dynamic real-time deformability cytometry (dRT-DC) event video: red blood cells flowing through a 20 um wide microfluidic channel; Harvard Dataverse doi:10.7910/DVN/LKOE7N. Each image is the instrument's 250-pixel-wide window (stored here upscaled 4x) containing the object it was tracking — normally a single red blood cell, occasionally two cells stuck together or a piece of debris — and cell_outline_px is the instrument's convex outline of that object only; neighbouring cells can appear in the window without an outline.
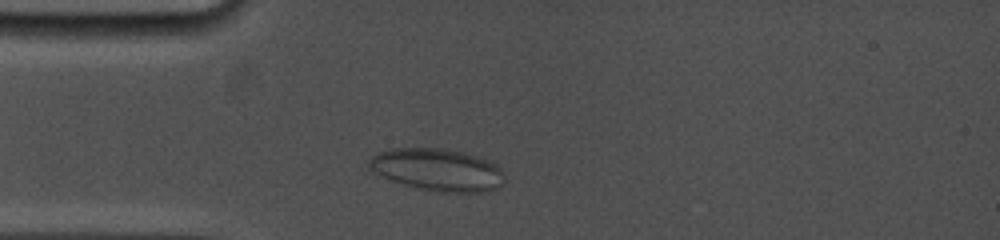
{"species": "common noctule bat (a hibernating species)", "species_latin": "Nyctalus noctula", "temperature_condition": "cold", "stored_images_in_passage": 9, "camera_frame_rate_fps": 5000, "um_per_image_px": 0.085, "animal": {"sex": "female", "body_mass_g": 19.0, "forearm_length_mm": 53.3}, "frame": {"image": 1, "passage_image": 3, "time_ms": 1.4, "image_size_px": [1000, 240], "cell_outline_px": [[504, 180], [496, 188], [480, 192], [436, 192], [416, 188], [392, 180], [372, 172], [368, 168], [368, 160], [376, 152], [388, 148], [440, 148], [464, 152], [476, 156], [496, 164], [500, 168], [504, 176]], "centroid_in_image_um": [37.12, 14.42], "position_along_channel_um": 47.9, "area_um2": 33.47}}
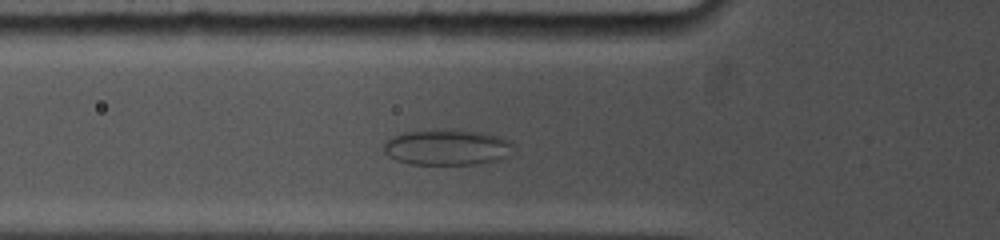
{"frame": {"image": 2, "passage_image": 6, "time_ms": 2.8, "image_size_px": [1000, 240], "cell_outline_px": [[512, 144], [504, 156], [496, 160], [480, 164], [412, 164], [396, 160], [388, 156], [384, 152], [384, 144], [392, 136], [404, 132], [440, 128], [456, 128], [484, 132], [500, 136], [512, 140]], "centroid_in_image_um": [37.97, 12.48], "position_along_channel_um": 87.8, "area_um2": 27.34}}
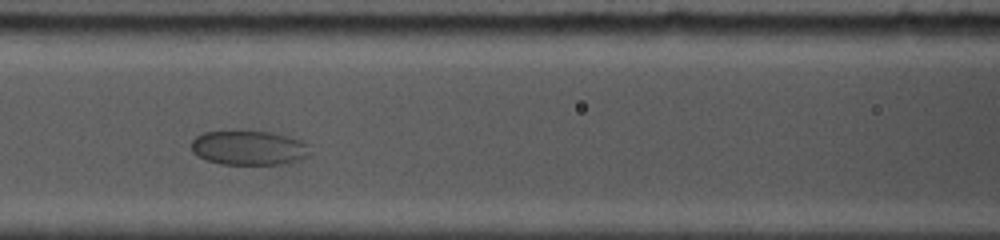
{"frame": {"image": 3, "passage_image": 8, "time_ms": 4.4, "image_size_px": [1000, 240], "cell_outline_px": [[308, 156], [300, 160], [284, 164], [220, 164], [196, 156], [192, 152], [192, 140], [196, 136], [204, 132], [236, 128], [248, 128], [280, 132], [300, 140], [308, 144]], "centroid_in_image_um": [21.14, 12.5], "position_along_channel_um": 145.5, "area_um2": 25.09}}